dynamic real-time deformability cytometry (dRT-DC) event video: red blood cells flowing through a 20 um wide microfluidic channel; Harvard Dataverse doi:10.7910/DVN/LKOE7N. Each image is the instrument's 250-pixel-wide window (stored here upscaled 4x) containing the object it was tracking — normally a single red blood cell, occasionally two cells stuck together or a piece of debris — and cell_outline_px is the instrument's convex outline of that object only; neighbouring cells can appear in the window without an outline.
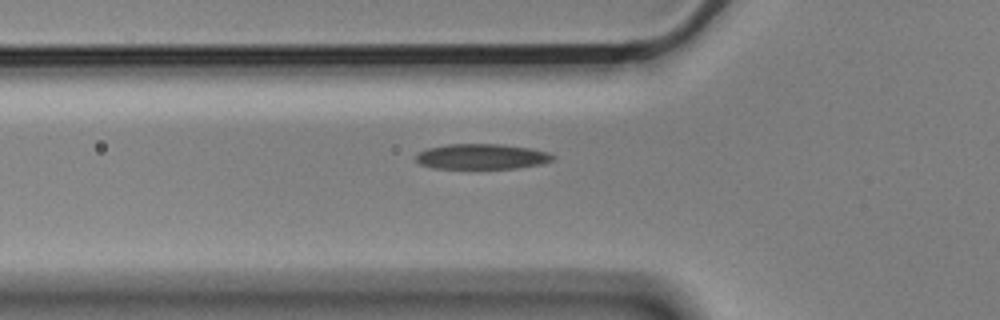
{"species": "Egyptian fruit bat (a non-hibernating species)", "species_latin": "Rousettus aegyptiacus", "temperature_condition": "cold", "stored_images_in_passage": 4, "camera_frame_rate_fps": 3000, "um_per_image_px": 0.085, "animal": {"sex": "male"}, "frame": {"image": 1, "passage_image": 4, "time_ms": 1.0, "image_size_px": [1000, 320], "cell_outline_px": [[556, 160], [544, 164], [516, 168], [432, 168], [420, 164], [416, 160], [416, 156], [420, 152], [428, 148], [448, 144], [500, 144], [528, 148], [548, 152], [556, 156]], "centroid_in_image_um": [41.01, 13.31], "position_along_channel_um": 84.8, "area_um2": 20.23}}